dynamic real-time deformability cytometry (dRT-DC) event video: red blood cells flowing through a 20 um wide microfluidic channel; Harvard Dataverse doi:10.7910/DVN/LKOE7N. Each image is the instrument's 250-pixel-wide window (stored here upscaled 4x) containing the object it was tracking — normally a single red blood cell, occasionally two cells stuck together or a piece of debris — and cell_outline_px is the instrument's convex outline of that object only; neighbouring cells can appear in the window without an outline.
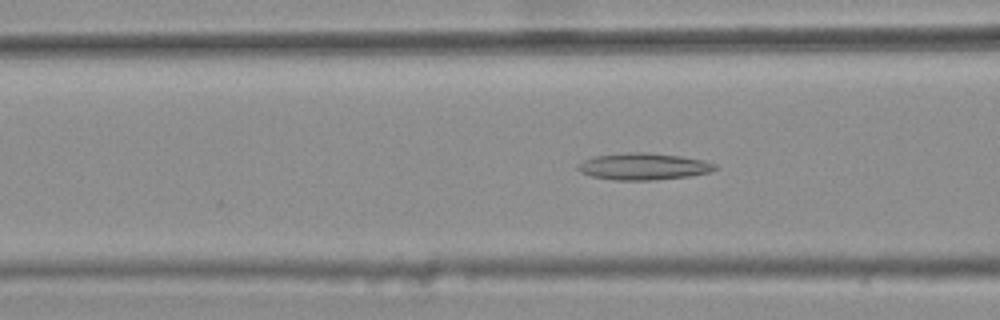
{"species": "common noctule bat (a hibernating species)", "species_latin": "Nyctalus noctula", "temperature_condition": "warm", "stored_images_in_passage": 9, "camera_frame_rate_fps": 3000, "um_per_image_px": 0.085, "animal": {"sex": "female", "body_mass_g": 25.1}, "frame": {"image": 1, "passage_image": 6, "time_ms": 1.667, "image_size_px": [1000, 320], "cell_outline_px": [[720, 168], [708, 172], [688, 176], [652, 180], [612, 180], [592, 176], [580, 172], [576, 168], [576, 164], [584, 160], [596, 156], [628, 152], [644, 152], [680, 156], [704, 160], [716, 164]], "centroid_in_image_um": [54.68, 14.15], "position_along_channel_um": 111.9, "area_um2": 21.39}}
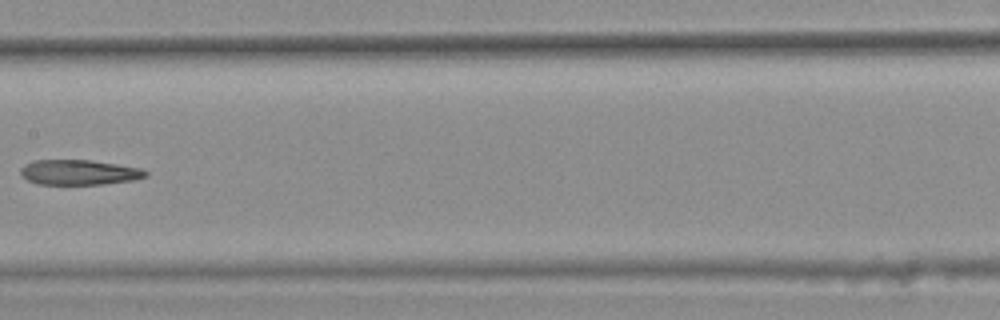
{"frame": {"image": 2, "passage_image": 8, "time_ms": 2.333, "image_size_px": [1000, 320], "cell_outline_px": [[148, 176], [132, 180], [104, 184], [36, 184], [28, 180], [20, 172], [20, 168], [24, 164], [32, 160], [88, 160], [116, 164], [140, 168], [148, 172]], "centroid_in_image_um": [6.7, 14.64], "position_along_channel_um": 200.7, "area_um2": 18.21}}
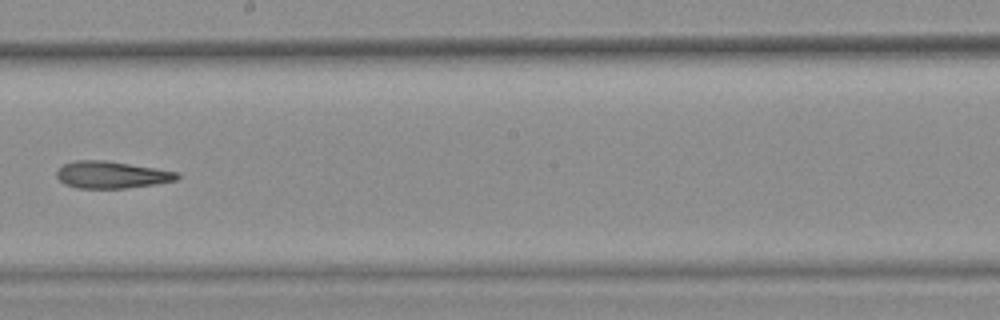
{"frame": {"image": 3, "passage_image": 9, "time_ms": 2.667, "image_size_px": [1000, 320], "cell_outline_px": [[180, 176], [176, 180], [156, 184], [128, 188], [76, 188], [64, 184], [56, 176], [56, 172], [64, 164], [72, 160], [104, 160], [180, 172]], "centroid_in_image_um": [9.48, 14.86], "position_along_channel_um": 238.7, "area_um2": 19.02}}